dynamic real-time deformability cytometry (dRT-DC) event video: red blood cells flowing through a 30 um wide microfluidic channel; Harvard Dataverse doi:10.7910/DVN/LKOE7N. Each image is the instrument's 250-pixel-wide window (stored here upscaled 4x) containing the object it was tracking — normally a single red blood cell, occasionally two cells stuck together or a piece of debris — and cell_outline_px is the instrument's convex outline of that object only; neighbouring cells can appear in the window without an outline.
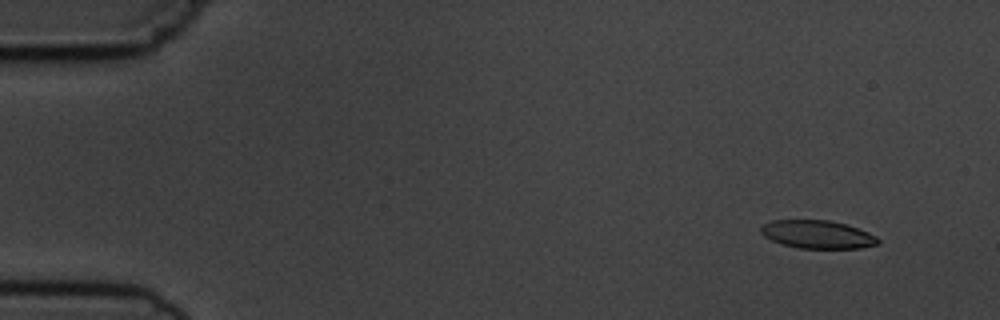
{"species": "common noctule bat (a hibernating species)", "species_latin": "Nyctalus noctula", "temperature_condition": "cold", "stored_images_in_passage": 6, "camera_frame_rate_fps": 3000, "um_per_image_px": 0.085, "animal": {"sex": "male", "body_mass_g": 19.5, "forearm_length_mm": 54.6}, "frame": {"image": 1, "passage_image": 2, "time_ms": 1.333, "image_size_px": [1000, 320], "cell_outline_px": [[880, 244], [860, 248], [800, 248], [784, 244], [772, 240], [764, 236], [760, 232], [760, 228], [764, 224], [772, 220], [828, 220], [844, 224], [868, 232], [876, 236], [880, 240]], "centroid_in_image_um": [69.5, 19.92], "position_along_channel_um": 15.5, "area_um2": 19.02}}
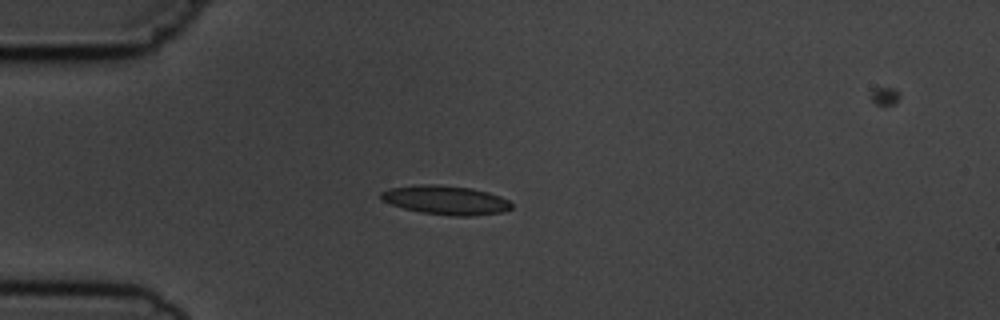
{"frame": {"image": 2, "passage_image": 5, "time_ms": 4.667, "image_size_px": [1000, 320], "cell_outline_px": [[512, 208], [504, 212], [472, 216], [452, 216], [420, 212], [404, 208], [380, 200], [380, 192], [388, 188], [420, 184], [432, 184], [472, 188], [488, 192], [500, 196], [508, 200], [512, 204]], "centroid_in_image_um": [37.88, 17.01], "position_along_channel_um": 47.1, "area_um2": 22.2}}